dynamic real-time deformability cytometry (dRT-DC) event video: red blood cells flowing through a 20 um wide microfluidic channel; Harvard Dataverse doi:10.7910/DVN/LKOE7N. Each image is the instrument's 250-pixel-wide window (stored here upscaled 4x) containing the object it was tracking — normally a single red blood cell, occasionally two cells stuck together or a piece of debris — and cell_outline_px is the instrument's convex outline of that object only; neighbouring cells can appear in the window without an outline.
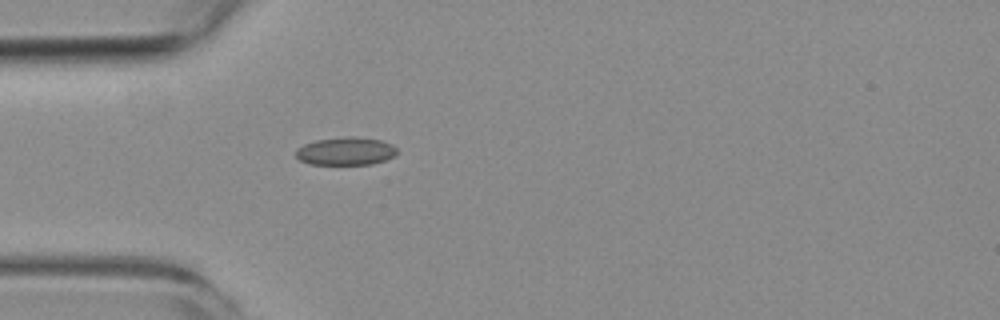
{"species": "common noctule bat (a hibernating species)", "species_latin": "Nyctalus noctula", "temperature_condition": "room temperature", "stored_images_in_passage": 2, "camera_frame_rate_fps": 3000, "um_per_image_px": 0.085, "animal": {"sex": "female", "body_mass_g": 19.3, "forearm_length_mm": 54.1}, "frame": {"image": 1, "passage_image": 2, "time_ms": 2.333, "image_size_px": [1000, 320], "cell_outline_px": [[396, 156], [372, 164], [308, 164], [300, 160], [296, 156], [296, 148], [304, 144], [316, 140], [344, 136], [352, 136], [380, 140], [392, 144], [396, 148]], "centroid_in_image_um": [29.38, 12.84], "position_along_channel_um": 55.6, "area_um2": 16.53}}